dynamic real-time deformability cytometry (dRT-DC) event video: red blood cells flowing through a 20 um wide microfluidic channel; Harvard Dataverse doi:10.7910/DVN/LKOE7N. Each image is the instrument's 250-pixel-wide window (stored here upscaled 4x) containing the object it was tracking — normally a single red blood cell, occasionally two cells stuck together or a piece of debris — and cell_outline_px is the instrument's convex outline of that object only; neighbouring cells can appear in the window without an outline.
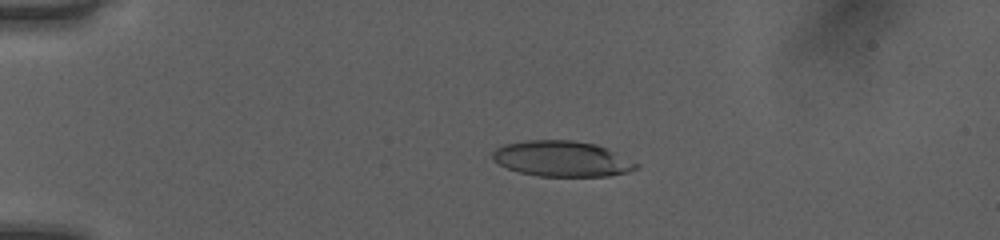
{"species": "human", "species_latin": "Homo sapiens", "temperature_condition": "room temperature", "stored_images_in_passage": 27, "camera_frame_rate_fps": 3000, "um_per_image_px": 0.085, "donor": {"sex": "female"}, "frame": {"image": 1, "passage_image": 12, "time_ms": 3.667, "image_size_px": [1000, 240], "cell_outline_px": [[640, 168], [628, 172], [608, 176], [536, 176], [520, 172], [508, 168], [492, 160], [492, 152], [496, 148], [504, 144], [528, 140], [572, 140], [596, 144], [608, 148], [640, 164]], "centroid_in_image_um": [47.8, 13.49], "position_along_channel_um": 37.2, "area_um2": 30.0}}
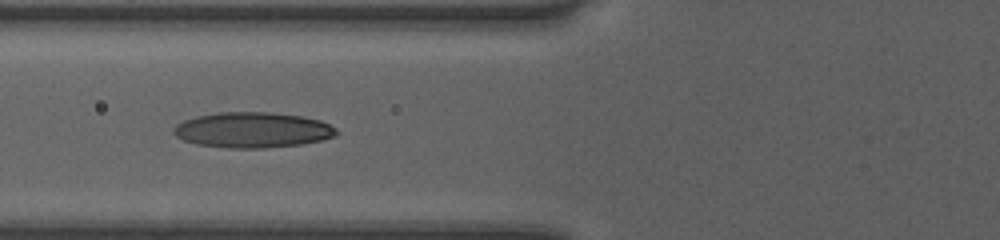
{"frame": {"image": 2, "passage_image": 21, "time_ms": 6.667, "image_size_px": [1000, 240], "cell_outline_px": [[340, 132], [336, 136], [320, 140], [300, 144], [264, 148], [228, 148], [196, 144], [184, 140], [176, 136], [172, 132], [176, 124], [184, 120], [196, 116], [220, 112], [268, 112], [304, 116], [320, 120], [336, 128]], "centroid_in_image_um": [21.47, 11.04], "position_along_channel_um": 104.3, "area_um2": 33.76}}
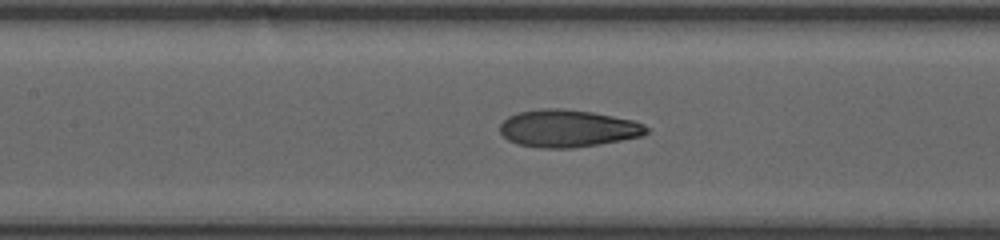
{"frame": {"image": 3, "passage_image": 25, "time_ms": 8.0, "image_size_px": [1000, 240], "cell_outline_px": [[648, 132], [644, 136], [600, 144], [572, 148], [540, 148], [516, 144], [508, 140], [500, 132], [500, 124], [508, 116], [520, 112], [544, 108], [560, 108], [592, 112], [632, 120], [644, 124], [648, 128]], "centroid_in_image_um": [48.26, 10.92], "position_along_channel_um": 159.1, "area_um2": 31.96}}